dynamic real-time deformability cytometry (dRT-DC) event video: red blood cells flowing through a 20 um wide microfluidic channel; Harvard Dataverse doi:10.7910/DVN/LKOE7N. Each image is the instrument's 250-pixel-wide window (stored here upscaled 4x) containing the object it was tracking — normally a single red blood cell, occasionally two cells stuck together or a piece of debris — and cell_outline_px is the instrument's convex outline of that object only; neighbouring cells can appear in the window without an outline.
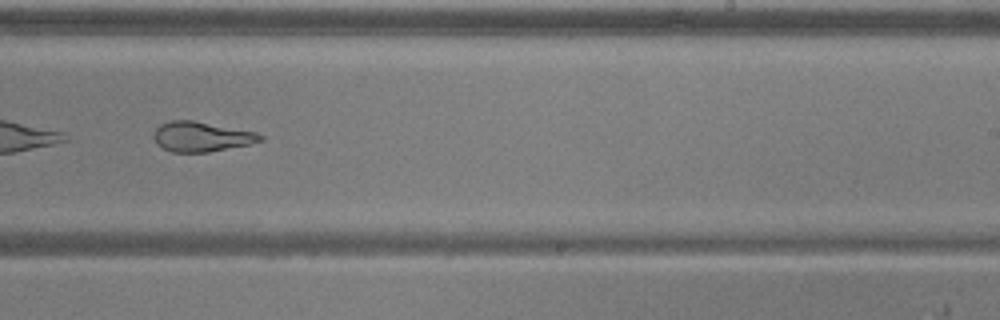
{"species": "common noctule bat (a hibernating species)", "species_latin": "Nyctalus noctula", "temperature_condition": "warm", "stored_images_in_passage": 46, "camera_frame_rate_fps": 3000, "um_per_image_px": 0.085, "animal": {"sex": "male", "body_mass_g": 20.5, "forearm_length_mm": 52.5}, "frame": {"image": 1, "passage_image": 27, "time_ms": 8.667, "image_size_px": [1000, 320], "cell_outline_px": [[264, 140], [248, 144], [208, 152], [172, 152], [164, 148], [152, 136], [156, 128], [160, 124], [172, 120], [192, 120], [256, 132], [264, 136]], "centroid_in_image_um": [17.13, 11.61], "position_along_channel_um": 271.9, "area_um2": 18.32}, "authors_computed_cell_mechanics": {"area_um2": 22.4264, "velocity_mm_per_s": 3.8513, "shape_relaxation_time_tau1_ms": 7.8574, "shape_relaxation_time_tau2_ms": 2.5834, "deformation_change_tau1": 0.2284, "deformation_change_tau2": 0.1196}}